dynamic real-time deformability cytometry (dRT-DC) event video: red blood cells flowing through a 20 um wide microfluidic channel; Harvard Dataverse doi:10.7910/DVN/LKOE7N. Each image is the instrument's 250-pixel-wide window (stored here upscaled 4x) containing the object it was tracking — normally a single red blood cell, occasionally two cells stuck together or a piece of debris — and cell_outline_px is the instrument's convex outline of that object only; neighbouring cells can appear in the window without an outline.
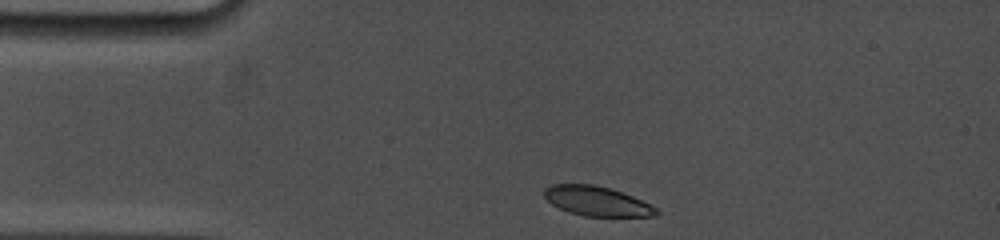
{"species": "common noctule bat (a hibernating species)", "species_latin": "Nyctalus noctula", "temperature_condition": "cold", "stored_images_in_passage": 8, "camera_frame_rate_fps": 5000, "um_per_image_px": 0.085, "animal": {"sex": "female", "body_mass_g": 19.0, "forearm_length_mm": 53.3}, "frame": {"image": 1, "passage_image": 1, "time_ms": 0.0, "image_size_px": [1000, 240], "cell_outline_px": [[660, 212], [656, 216], [584, 216], [568, 212], [552, 204], [544, 196], [544, 188], [552, 184], [592, 184], [608, 188], [632, 196], [656, 208]], "centroid_in_image_um": [50.7, 17.1], "position_along_channel_um": 34.3, "area_um2": 19.07}}